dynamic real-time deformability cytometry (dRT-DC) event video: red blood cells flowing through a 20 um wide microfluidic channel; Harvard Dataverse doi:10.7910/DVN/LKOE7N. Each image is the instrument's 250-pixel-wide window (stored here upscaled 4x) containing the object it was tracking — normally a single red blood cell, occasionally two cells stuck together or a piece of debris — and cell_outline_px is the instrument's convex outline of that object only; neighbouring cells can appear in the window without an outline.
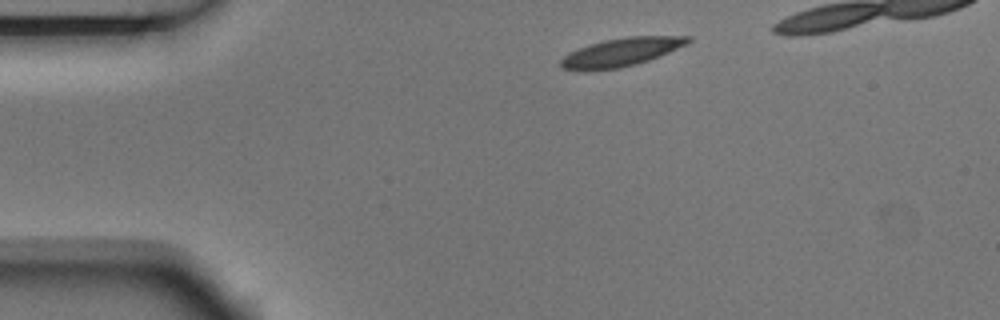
{"species": "Egyptian fruit bat (a non-hibernating species)", "species_latin": "Rousettus aegyptiacus", "temperature_condition": "room temperature", "stored_images_in_passage": 3, "camera_frame_rate_fps": 3000, "um_per_image_px": 0.085, "animal": {"sex": "male"}, "frame": {"image": 1, "passage_image": 1, "time_ms": 0.0, "image_size_px": [1000, 320], "cell_outline_px": [[692, 40], [688, 44], [648, 60], [636, 64], [620, 68], [560, 68], [560, 60], [568, 52], [588, 44], [604, 40], [628, 36], [692, 36]], "centroid_in_image_um": [52.86, 4.38], "position_along_channel_um": 32.1, "area_um2": 20.46}}